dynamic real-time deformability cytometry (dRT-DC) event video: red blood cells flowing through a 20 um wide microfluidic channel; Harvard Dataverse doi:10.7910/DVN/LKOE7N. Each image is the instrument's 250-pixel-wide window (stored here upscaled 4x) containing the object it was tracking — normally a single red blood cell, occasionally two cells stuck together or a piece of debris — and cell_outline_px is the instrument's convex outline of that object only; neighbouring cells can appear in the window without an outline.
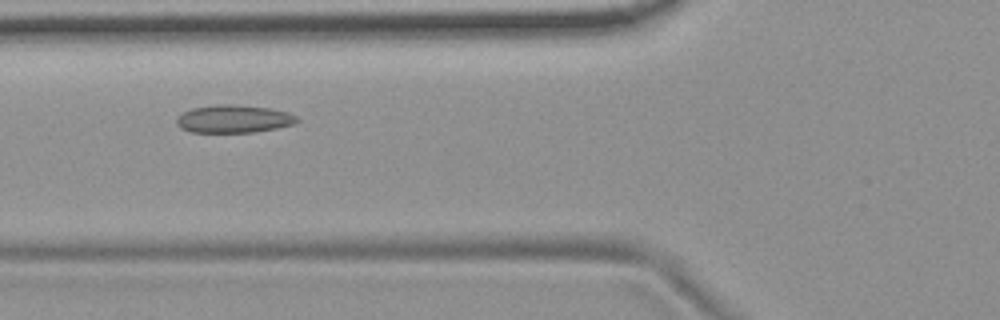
{"species": "common noctule bat (a hibernating species)", "species_latin": "Nyctalus noctula", "temperature_condition": "room temperature", "stored_images_in_passage": 13, "camera_frame_rate_fps": 3000, "um_per_image_px": 0.085, "animal": {"sex": "female", "body_mass_g": 19.9}, "frame": {"image": 1, "passage_image": 4, "time_ms": 4.333, "image_size_px": [1000, 320], "cell_outline_px": [[300, 120], [292, 124], [276, 128], [256, 132], [192, 132], [180, 128], [176, 124], [176, 120], [184, 112], [192, 108], [216, 104], [232, 104], [268, 108], [288, 112], [296, 116]], "centroid_in_image_um": [19.86, 10.1], "position_along_channel_um": 105.9, "area_um2": 19.42}}
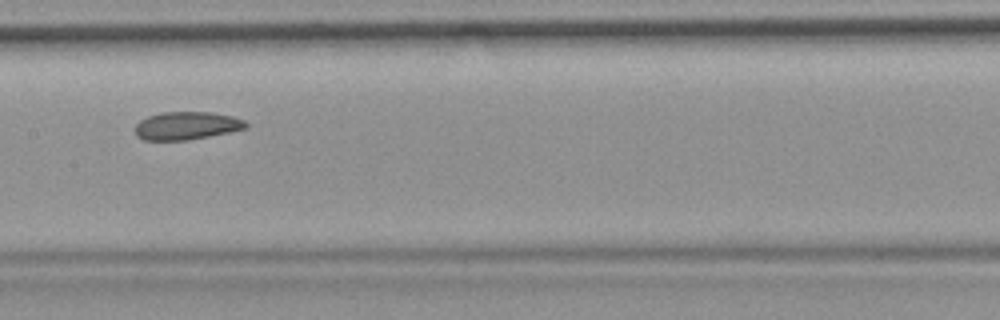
{"frame": {"image": 2, "passage_image": 6, "time_ms": 6.667, "image_size_px": [1000, 320], "cell_outline_px": [[248, 128], [188, 140], [144, 140], [136, 136], [136, 124], [140, 120], [148, 116], [160, 112], [212, 112], [232, 116], [244, 120], [248, 124]], "centroid_in_image_um": [15.86, 10.68], "position_along_channel_um": 191.5, "area_um2": 18.03}}
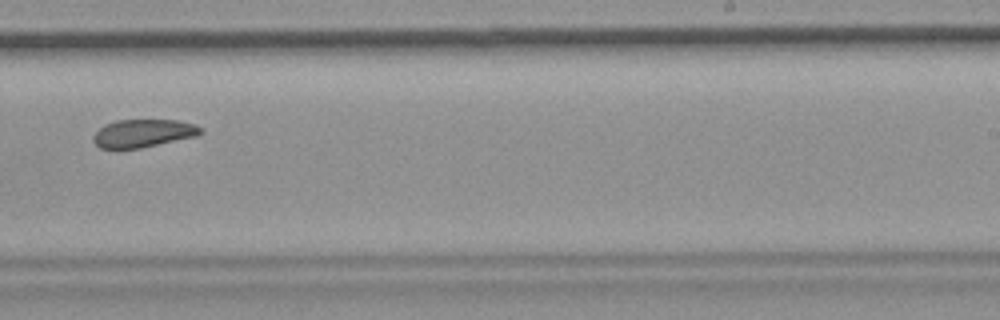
{"frame": {"image": 3, "passage_image": 8, "time_ms": 9.0, "image_size_px": [1000, 320], "cell_outline_px": [[204, 132], [196, 136], [140, 148], [100, 148], [92, 140], [92, 136], [104, 124], [116, 120], [176, 120], [196, 124]], "centroid_in_image_um": [12.16, 11.32], "position_along_channel_um": 276.8, "area_um2": 17.4}, "authors_computed_cell_mechanics": {"area_um2": 18.9584, "velocity_mm_per_s": 3.6686, "shape_relaxation_time_tau1_ms": null, "shape_relaxation_time_tau2_ms": 1.6855, "deformation_change_tau1": null, "deformation_change_tau2": 0.0425}}